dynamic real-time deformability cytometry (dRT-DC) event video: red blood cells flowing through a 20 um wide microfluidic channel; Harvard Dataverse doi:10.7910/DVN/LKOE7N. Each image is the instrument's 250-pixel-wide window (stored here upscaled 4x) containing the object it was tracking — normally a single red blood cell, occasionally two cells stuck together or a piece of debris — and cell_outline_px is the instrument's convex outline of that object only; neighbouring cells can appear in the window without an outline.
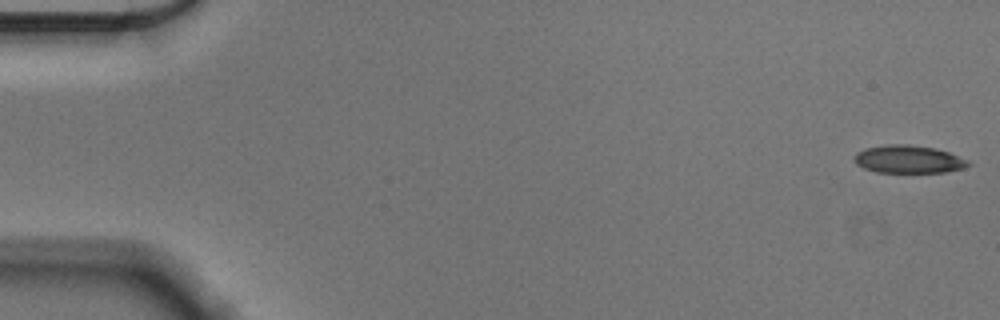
{"species": "Egyptian fruit bat (a non-hibernating species)", "species_latin": "Rousettus aegyptiacus", "temperature_condition": "cold", "stored_images_in_passage": 56, "camera_frame_rate_fps": 3000, "um_per_image_px": 0.085, "animal": {"sex": "male"}, "frame": {"image": 1, "passage_image": 1, "time_ms": 0.0, "image_size_px": [1000, 320], "cell_outline_px": [[972, 164], [964, 168], [944, 172], [876, 172], [864, 168], [856, 164], [856, 152], [864, 148], [888, 144], [908, 144], [936, 148], [948, 152], [968, 160]], "centroid_in_image_um": [77.24, 13.53], "position_along_channel_um": 7.8, "area_um2": 18.44}}
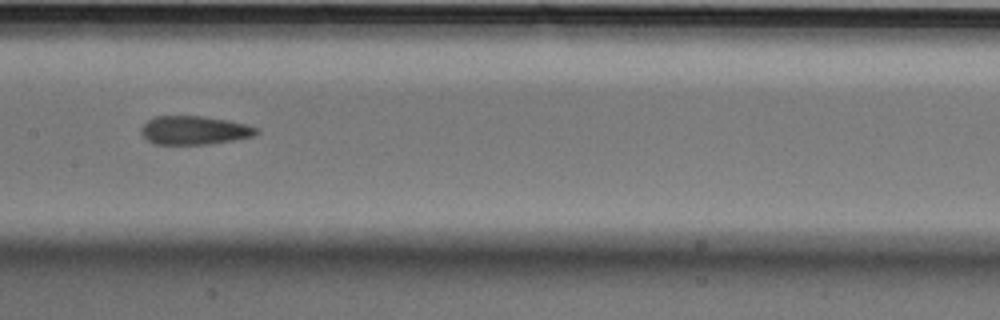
{"frame": {"image": 2, "passage_image": 28, "time_ms": 9.0, "image_size_px": [1000, 320], "cell_outline_px": [[260, 132], [252, 136], [232, 140], [208, 144], [156, 144], [148, 140], [140, 132], [140, 128], [148, 120], [156, 116], [204, 116], [228, 120], [260, 128]], "centroid_in_image_um": [16.52, 11.06], "position_along_channel_um": 190.9, "area_um2": 19.13}}
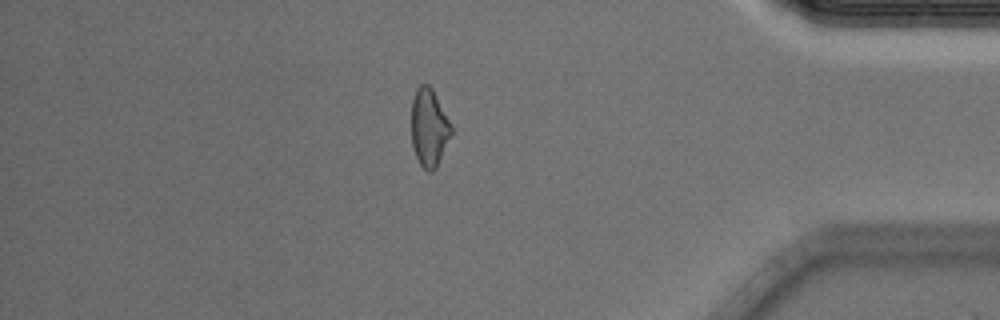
{"frame": {"image": 3, "passage_image": 48, "time_ms": 15.667, "image_size_px": [1000, 320], "cell_outline_px": [[456, 128], [436, 168], [432, 172], [428, 172], [420, 164], [412, 148], [412, 100], [416, 88], [420, 84], [428, 84], [432, 88]], "centroid_in_image_um": [36.53, 10.84], "position_along_channel_um": 398.7, "area_um2": 18.73}, "authors_computed_cell_mechanics": {"area_um2": 19.3052, "velocity_mm_per_s": 3.5919, "shape_relaxation_time_tau1_ms": 5.4632, "shape_relaxation_time_tau2_ms": 4.3518, "deformation_change_tau1": 0.136, "deformation_change_tau2": 0.1331}}